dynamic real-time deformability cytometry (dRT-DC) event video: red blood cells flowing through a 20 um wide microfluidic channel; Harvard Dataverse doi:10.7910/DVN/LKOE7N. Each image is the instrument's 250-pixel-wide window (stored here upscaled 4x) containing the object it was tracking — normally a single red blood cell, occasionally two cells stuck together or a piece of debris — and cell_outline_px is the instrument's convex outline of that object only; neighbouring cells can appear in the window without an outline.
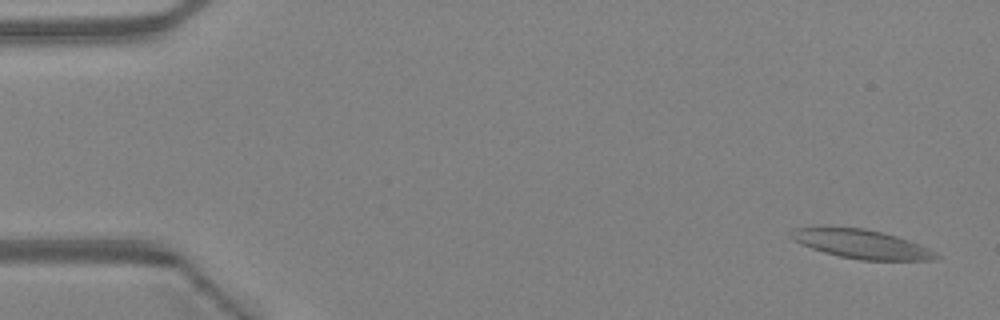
{"species": "Egyptian fruit bat (a non-hibernating species)", "species_latin": "Rousettus aegyptiacus", "temperature_condition": "warm", "stored_images_in_passage": 46, "camera_frame_rate_fps": 3000, "um_per_image_px": 0.085, "animal": {"sex": "female"}, "frame": {"image": 1, "passage_image": 2, "time_ms": 0.333, "image_size_px": [1000, 320], "cell_outline_px": [[940, 256], [932, 260], [860, 260], [840, 256], [824, 252], [800, 244], [788, 236], [788, 232], [796, 228], [864, 228], [896, 236], [920, 244], [936, 252]], "centroid_in_image_um": [73.23, 20.76], "position_along_channel_um": 11.8, "area_um2": 24.04}}
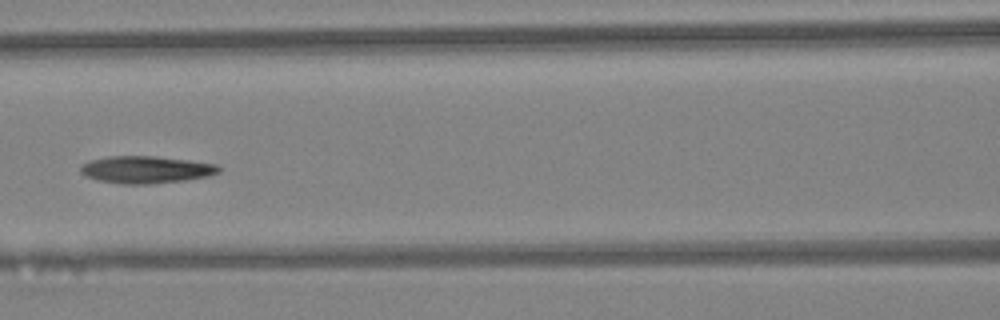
{"frame": {"image": 2, "passage_image": 21, "time_ms": 6.667, "image_size_px": [1000, 320], "cell_outline_px": [[220, 172], [208, 176], [184, 180], [152, 184], [124, 184], [96, 180], [84, 176], [80, 172], [80, 164], [88, 160], [108, 156], [156, 156], [220, 164]], "centroid_in_image_um": [12.38, 14.41], "position_along_channel_um": 154.2, "area_um2": 22.25}}
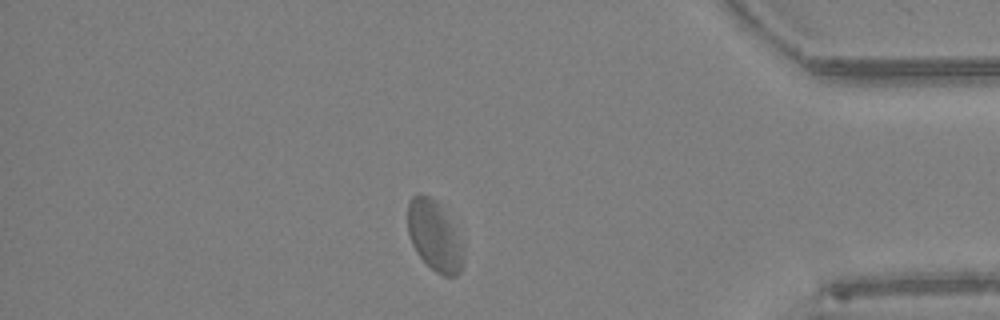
{"frame": {"image": 3, "passage_image": 40, "time_ms": 13.0, "image_size_px": [1000, 320], "cell_outline_px": [[464, 256], [460, 272], [456, 276], [444, 276], [436, 272], [416, 252], [412, 244], [408, 232], [408, 200], [412, 196], [428, 196], [440, 208], [452, 228], [456, 236]], "centroid_in_image_um": [36.87, 20.11], "position_along_channel_um": 398.3, "area_um2": 21.5}, "authors_computed_cell_mechanics": {"area_um2": 23.2645, "velocity_mm_per_s": 4.3697, "shape_relaxation_time_tau1_ms": 6.7751, "shape_relaxation_time_tau2_ms": 2.1885, "deformation_change_tau1": 0.1723, "deformation_change_tau2": 0.08}}